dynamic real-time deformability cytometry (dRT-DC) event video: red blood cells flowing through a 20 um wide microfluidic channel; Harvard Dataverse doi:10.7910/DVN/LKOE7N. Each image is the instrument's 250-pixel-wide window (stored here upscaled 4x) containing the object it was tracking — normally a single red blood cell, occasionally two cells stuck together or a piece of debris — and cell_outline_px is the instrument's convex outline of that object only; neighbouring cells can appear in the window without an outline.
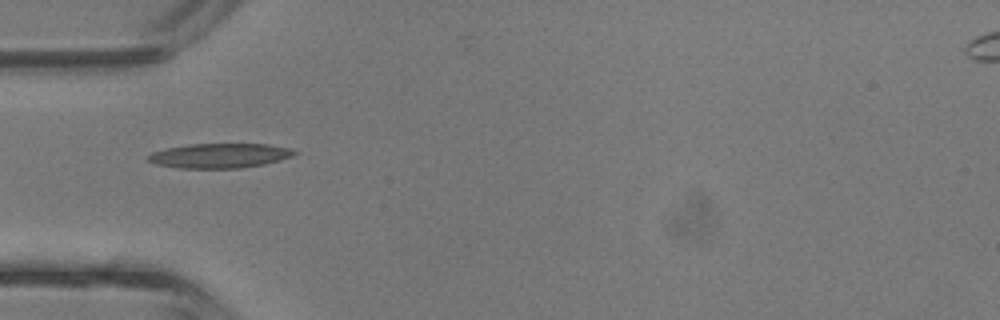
{"species": "common noctule bat (a hibernating species)", "species_latin": "Nyctalus noctula", "temperature_condition": "room temperature", "stored_images_in_passage": 4, "camera_frame_rate_fps": 3000, "um_per_image_px": 0.085, "animal": {"sex": "male", "body_mass_g": 13.3}, "frame": {"image": 1, "passage_image": 2, "time_ms": 0.333, "image_size_px": [1000, 320], "cell_outline_px": [[300, 152], [292, 156], [280, 160], [264, 164], [240, 168], [176, 168], [156, 164], [148, 160], [148, 156], [152, 152], [168, 148], [188, 144], [268, 144], [288, 148]], "centroid_in_image_um": [18.69, 13.23], "position_along_channel_um": 66.3, "area_um2": 20.92}}
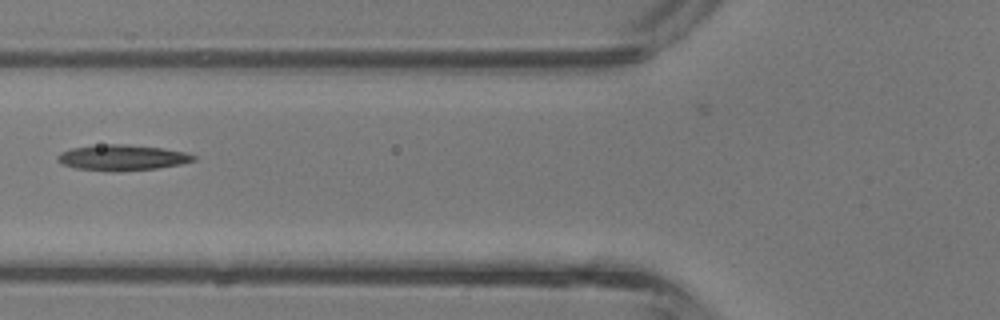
{"frame": {"image": 2, "passage_image": 3, "time_ms": 0.667, "image_size_px": [1000, 320], "cell_outline_px": [[196, 160], [180, 164], [156, 168], [116, 172], [76, 168], [64, 164], [56, 160], [56, 156], [60, 152], [72, 148], [104, 144], [128, 144], [164, 148], [184, 152], [196, 156]], "centroid_in_image_um": [10.38, 13.39], "position_along_channel_um": 115.4, "area_um2": 20.35}}